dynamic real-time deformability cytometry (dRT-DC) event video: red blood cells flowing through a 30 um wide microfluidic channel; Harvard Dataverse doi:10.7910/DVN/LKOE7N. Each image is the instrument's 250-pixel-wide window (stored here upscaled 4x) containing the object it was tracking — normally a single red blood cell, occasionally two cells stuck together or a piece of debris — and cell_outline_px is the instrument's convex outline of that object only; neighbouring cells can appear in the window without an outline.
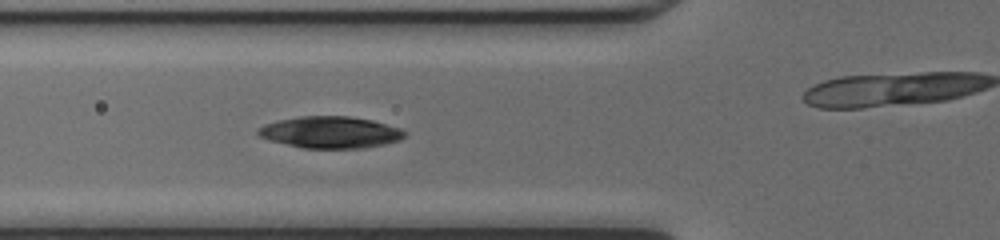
{"species": "common noctule bat (a hibernating species)", "species_latin": "Nyctalus noctula", "temperature_condition": "cold", "stored_images_in_passage": 34, "camera_frame_rate_fps": 3000, "um_per_image_px": 0.085, "animal": {"sex": "female", "body_mass_g": 17.0, "forearm_length_mm": 48.0}, "frame": {"image": 1, "passage_image": 7, "time_ms": 2.0, "image_size_px": [1000, 240], "cell_outline_px": [[408, 132], [400, 140], [384, 144], [364, 148], [300, 148], [268, 140], [260, 136], [256, 132], [256, 128], [264, 124], [276, 120], [300, 116], [348, 116], [372, 120], [400, 128]], "centroid_in_image_um": [28.04, 11.24], "position_along_channel_um": 97.8, "area_um2": 27.34}}
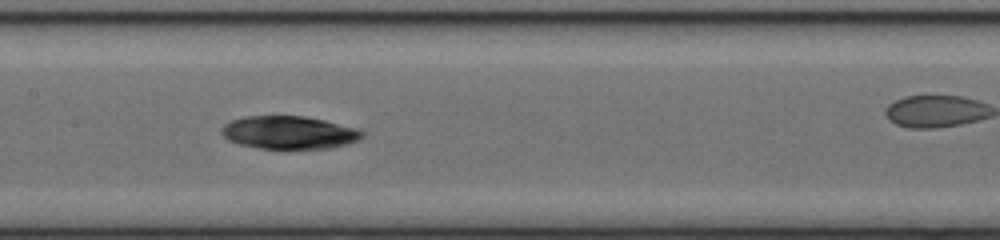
{"frame": {"image": 2, "passage_image": 13, "time_ms": 4.0, "image_size_px": [1000, 240], "cell_outline_px": [[364, 136], [360, 140], [328, 148], [260, 148], [240, 144], [228, 140], [220, 132], [224, 124], [232, 120], [248, 116], [304, 116], [324, 120], [360, 128], [364, 132]], "centroid_in_image_um": [24.6, 11.25], "position_along_channel_um": 182.8, "area_um2": 26.88}}
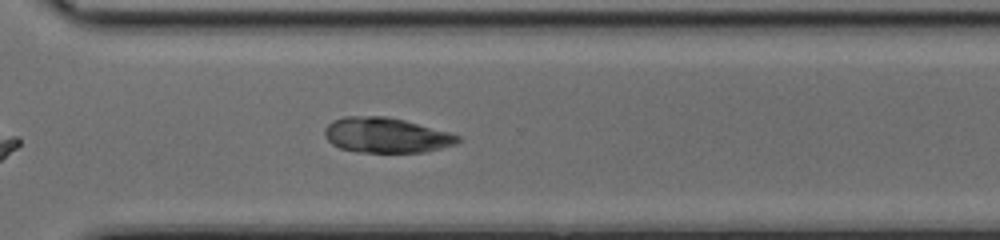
{"frame": {"image": 3, "passage_image": 24, "time_ms": 7.667, "image_size_px": [1000, 240], "cell_outline_px": [[460, 140], [456, 144], [428, 152], [356, 152], [340, 148], [332, 144], [324, 136], [324, 128], [332, 120], [344, 116], [388, 116], [404, 120], [448, 132], [460, 136]], "centroid_in_image_um": [32.79, 11.49], "position_along_channel_um": 337.8, "area_um2": 27.4}, "authors_computed_cell_mechanics": {"area_um2": 27.166, "velocity_mm_per_s": 4.2376, "shape_relaxation_time_tau1_ms": 5.8171, "shape_relaxation_time_tau2_ms": null, "deformation_change_tau1": 0.0907, "deformation_change_tau2": null}}